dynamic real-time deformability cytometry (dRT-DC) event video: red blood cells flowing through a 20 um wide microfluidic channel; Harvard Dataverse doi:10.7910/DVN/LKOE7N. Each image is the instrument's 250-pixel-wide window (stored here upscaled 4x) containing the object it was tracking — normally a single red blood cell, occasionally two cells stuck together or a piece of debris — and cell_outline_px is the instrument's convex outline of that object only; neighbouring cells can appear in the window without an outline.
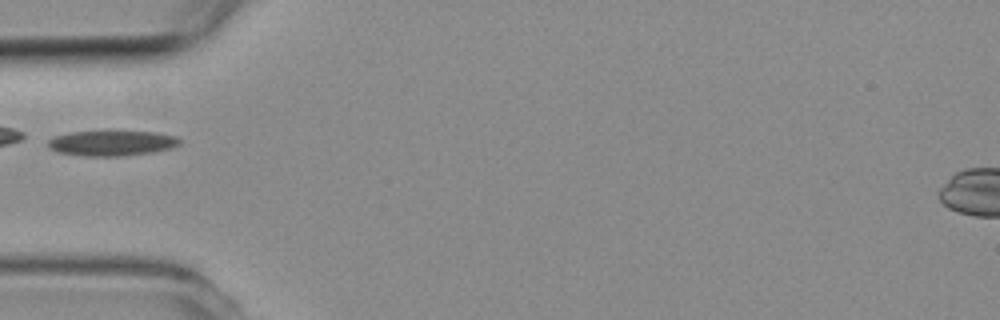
{"species": "common noctule bat (a hibernating species)", "species_latin": "Nyctalus noctula", "temperature_condition": "room temperature", "stored_images_in_passage": 2, "camera_frame_rate_fps": 3000, "um_per_image_px": 0.085, "animal": {"sex": "female", "body_mass_g": 19.3, "forearm_length_mm": 54.1}, "frame": {"image": 1, "passage_image": 2, "time_ms": 2.0, "image_size_px": [1000, 320], "cell_outline_px": [[180, 144], [168, 148], [152, 152], [124, 156], [88, 156], [60, 152], [48, 148], [48, 140], [52, 136], [72, 132], [156, 132], [176, 136], [180, 140]], "centroid_in_image_um": [9.48, 12.17], "position_along_channel_um": 75.5, "area_um2": 19.07}}